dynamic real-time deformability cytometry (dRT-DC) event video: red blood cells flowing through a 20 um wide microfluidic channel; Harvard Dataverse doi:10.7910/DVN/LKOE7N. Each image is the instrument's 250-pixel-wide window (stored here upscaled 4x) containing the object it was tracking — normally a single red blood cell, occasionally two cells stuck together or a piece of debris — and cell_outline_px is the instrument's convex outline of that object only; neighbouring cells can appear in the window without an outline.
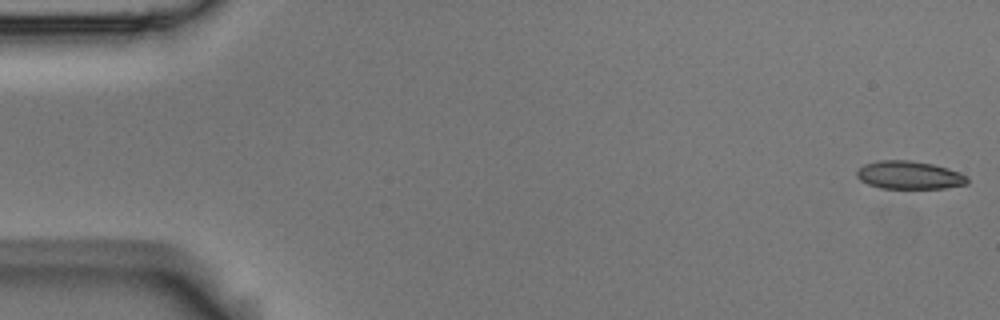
{"species": "Egyptian fruit bat (a non-hibernating species)", "species_latin": "Rousettus aegyptiacus", "temperature_condition": "room temperature", "stored_images_in_passage": 6, "camera_frame_rate_fps": 3000, "um_per_image_px": 0.085, "animal": {"sex": "male"}, "frame": {"image": 1, "passage_image": 1, "time_ms": 0.0, "image_size_px": [1000, 320], "cell_outline_px": [[968, 184], [944, 188], [880, 188], [868, 184], [860, 180], [856, 176], [856, 172], [864, 164], [880, 160], [908, 160], [932, 164], [948, 168], [968, 176]], "centroid_in_image_um": [77.29, 14.88], "position_along_channel_um": 7.7, "area_um2": 18.03}}
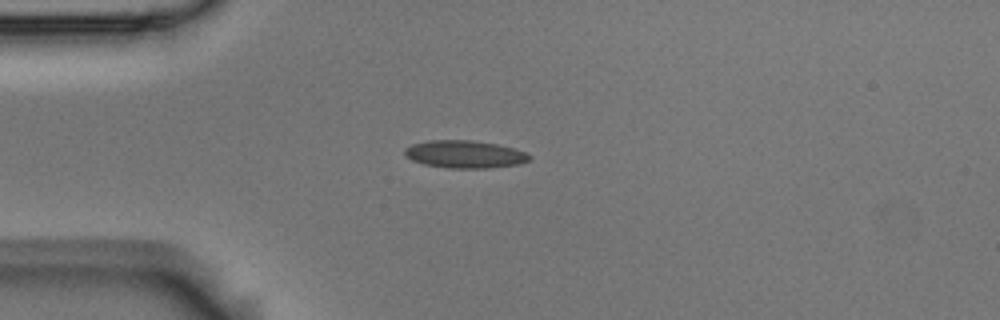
{"frame": {"image": 2, "passage_image": 4, "time_ms": 1.0, "image_size_px": [1000, 320], "cell_outline_px": [[532, 156], [528, 160], [520, 164], [488, 168], [448, 168], [424, 164], [412, 160], [404, 156], [404, 148], [412, 144], [428, 140], [472, 140], [496, 144], [512, 148], [524, 152]], "centroid_in_image_um": [39.46, 13.11], "position_along_channel_um": 45.5, "area_um2": 20.06}}
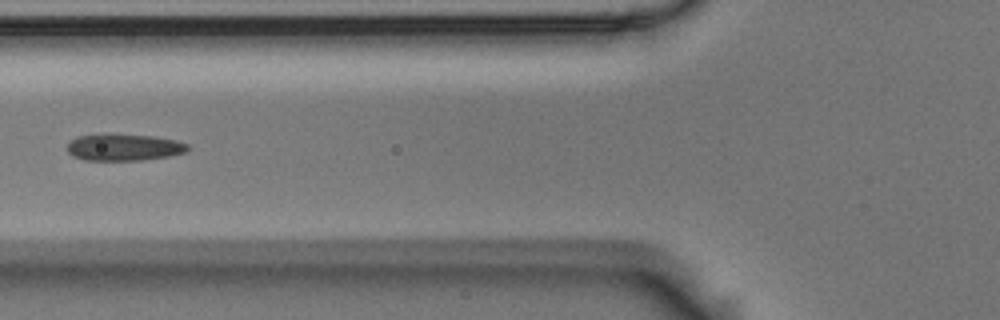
{"frame": {"image": 3, "passage_image": 6, "time_ms": 1.667, "image_size_px": [1000, 320], "cell_outline_px": [[188, 152], [168, 156], [140, 160], [84, 160], [72, 156], [68, 152], [68, 144], [72, 140], [80, 136], [152, 136], [176, 140], [188, 144]], "centroid_in_image_um": [10.58, 12.56], "position_along_channel_um": 115.2, "area_um2": 18.03}}